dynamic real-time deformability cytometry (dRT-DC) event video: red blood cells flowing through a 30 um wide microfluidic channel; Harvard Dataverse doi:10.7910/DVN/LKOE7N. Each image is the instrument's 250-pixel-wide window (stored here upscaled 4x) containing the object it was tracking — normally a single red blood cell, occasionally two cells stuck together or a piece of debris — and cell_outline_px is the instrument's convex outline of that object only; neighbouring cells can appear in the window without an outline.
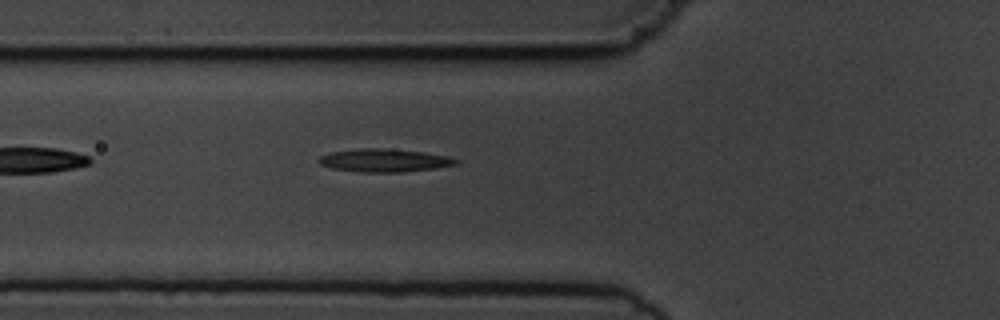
{"species": "common noctule bat (a hibernating species)", "species_latin": "Nyctalus noctula", "temperature_condition": "cold", "stored_images_in_passage": 6, "camera_frame_rate_fps": 3000, "um_per_image_px": 0.085, "animal": {"sex": "male", "body_mass_g": 19.5, "forearm_length_mm": 54.6}, "frame": {"image": 1, "passage_image": 6, "time_ms": 7.0, "image_size_px": [1000, 320], "cell_outline_px": [[460, 164], [432, 168], [400, 172], [360, 172], [332, 168], [320, 164], [316, 160], [320, 156], [332, 152], [356, 148], [380, 148], [424, 152], [448, 156], [460, 160]], "centroid_in_image_um": [32.66, 13.63], "position_along_channel_um": 93.1, "area_um2": 18.38}}